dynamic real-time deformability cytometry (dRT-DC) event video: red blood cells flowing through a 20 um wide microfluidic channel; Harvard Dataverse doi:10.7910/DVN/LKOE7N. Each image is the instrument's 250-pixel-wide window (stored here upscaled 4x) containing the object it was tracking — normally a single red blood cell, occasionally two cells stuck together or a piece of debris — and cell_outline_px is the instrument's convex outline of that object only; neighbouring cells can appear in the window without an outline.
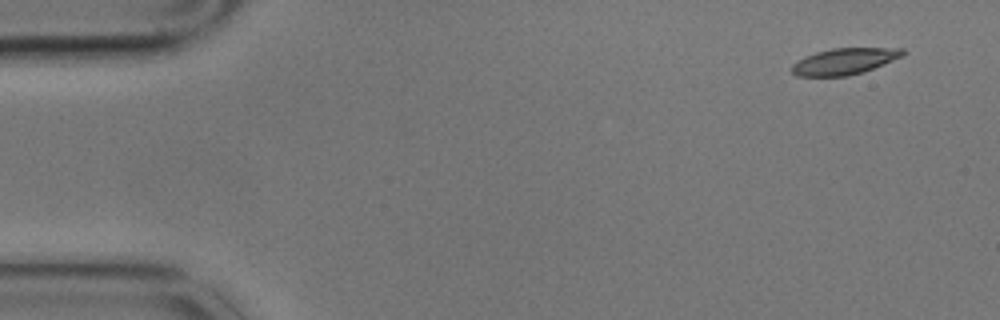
{"species": "common noctule bat (a hibernating species)", "species_latin": "Nyctalus noctula", "temperature_condition": "cold", "stored_images_in_passage": 4, "camera_frame_rate_fps": 3000, "um_per_image_px": 0.085, "animal": {"sex": "male", "body_mass_g": 17.9}, "frame": {"image": 1, "passage_image": 1, "time_ms": 0.0, "image_size_px": [1000, 320], "cell_outline_px": [[904, 52], [900, 56], [864, 72], [848, 76], [796, 76], [792, 72], [792, 64], [816, 52], [832, 48], [904, 48]], "centroid_in_image_um": [71.74, 5.22], "position_along_channel_um": 13.3, "area_um2": 16.65}}
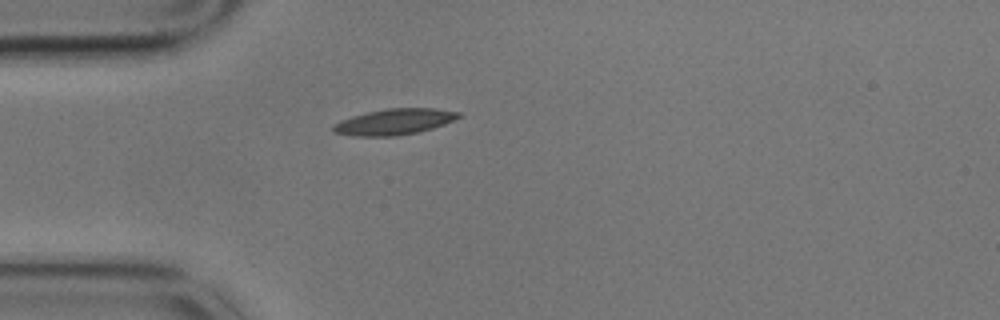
{"frame": {"image": 2, "passage_image": 4, "time_ms": 1.0, "image_size_px": [1000, 320], "cell_outline_px": [[464, 116], [444, 124], [420, 132], [396, 136], [352, 136], [332, 132], [332, 124], [340, 120], [352, 116], [368, 112], [388, 108], [436, 108], [460, 112]], "centroid_in_image_um": [33.52, 10.35], "position_along_channel_um": 51.5, "area_um2": 19.19}}